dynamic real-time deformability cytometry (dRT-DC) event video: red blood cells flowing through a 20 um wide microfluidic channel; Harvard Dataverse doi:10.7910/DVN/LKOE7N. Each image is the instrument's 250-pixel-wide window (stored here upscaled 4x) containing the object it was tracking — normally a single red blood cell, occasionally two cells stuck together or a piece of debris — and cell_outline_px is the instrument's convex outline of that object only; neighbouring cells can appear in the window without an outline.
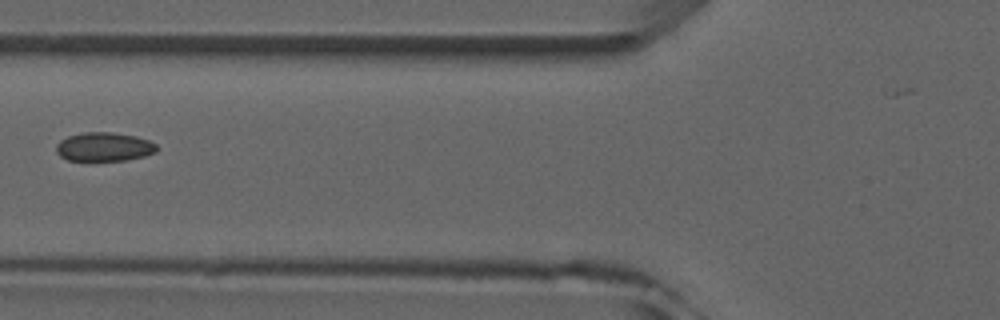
{"species": "common noctule bat (a hibernating species)", "species_latin": "Nyctalus noctula", "temperature_condition": "room temperature", "stored_images_in_passage": 6, "camera_frame_rate_fps": 3000, "um_per_image_px": 0.085, "animal": {"sex": "male", "forearm_length_mm": 52.5}, "frame": {"image": 1, "passage_image": 5, "time_ms": 4.667, "image_size_px": [1000, 320], "cell_outline_px": [[156, 152], [144, 156], [124, 160], [68, 160], [60, 156], [56, 152], [56, 144], [60, 140], [68, 136], [84, 132], [112, 132], [136, 136], [148, 140], [156, 144]], "centroid_in_image_um": [8.83, 12.47], "position_along_channel_um": 117.0, "area_um2": 16.82}}
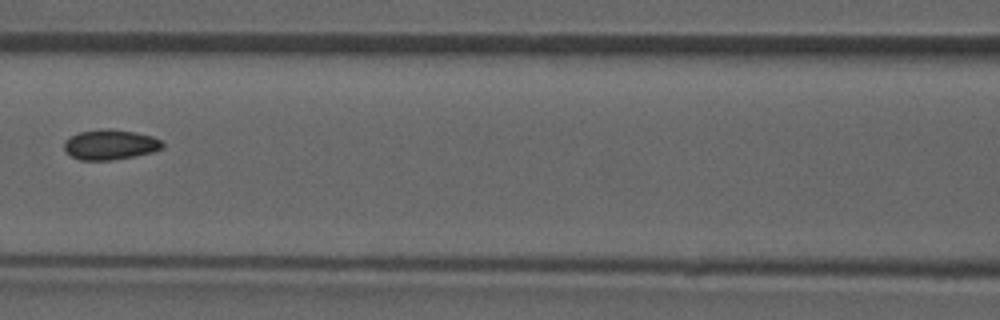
{"frame": {"image": 2, "passage_image": 6, "time_ms": 5.667, "image_size_px": [1000, 320], "cell_outline_px": [[164, 148], [152, 152], [112, 160], [80, 160], [72, 156], [64, 148], [64, 140], [80, 132], [104, 128], [112, 128], [136, 132], [152, 136], [160, 140], [164, 144]], "centroid_in_image_um": [9.38, 12.28], "position_along_channel_um": 157.2, "area_um2": 17.22}}